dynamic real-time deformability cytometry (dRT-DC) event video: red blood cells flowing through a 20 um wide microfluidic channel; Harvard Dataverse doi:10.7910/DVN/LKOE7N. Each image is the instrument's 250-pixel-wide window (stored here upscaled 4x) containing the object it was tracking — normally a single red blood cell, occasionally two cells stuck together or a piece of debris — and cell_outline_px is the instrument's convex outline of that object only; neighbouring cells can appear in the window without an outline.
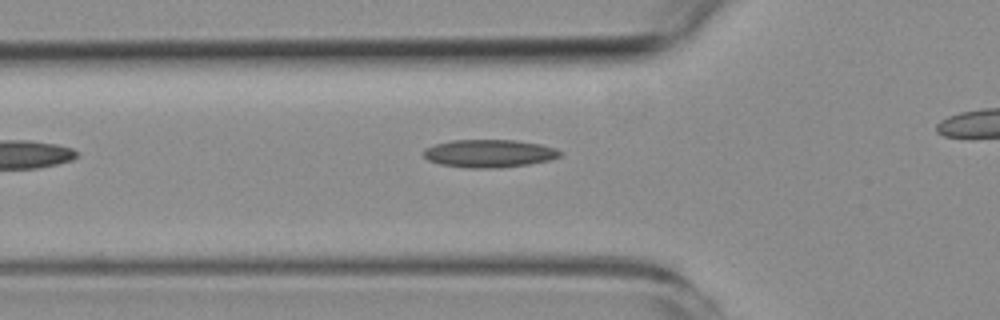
{"species": "common noctule bat (a hibernating species)", "species_latin": "Nyctalus noctula", "temperature_condition": "room temperature", "stored_images_in_passage": 3, "segment_of_instrument_passage": [1, 2], "camera_frame_rate_fps": 3000, "um_per_image_px": 0.085, "animal": {"sex": "female", "body_mass_g": 19.3, "forearm_length_mm": 54.1}, "frame": {"image": 1, "passage_image": 2, "time_ms": 1.333, "image_size_px": [1000, 320], "cell_outline_px": [[564, 152], [560, 156], [548, 160], [528, 164], [500, 168], [468, 168], [440, 164], [428, 160], [424, 156], [424, 148], [436, 144], [452, 140], [516, 140], [540, 144], [556, 148]], "centroid_in_image_um": [41.59, 13.04], "position_along_channel_um": 84.2, "area_um2": 22.2}}